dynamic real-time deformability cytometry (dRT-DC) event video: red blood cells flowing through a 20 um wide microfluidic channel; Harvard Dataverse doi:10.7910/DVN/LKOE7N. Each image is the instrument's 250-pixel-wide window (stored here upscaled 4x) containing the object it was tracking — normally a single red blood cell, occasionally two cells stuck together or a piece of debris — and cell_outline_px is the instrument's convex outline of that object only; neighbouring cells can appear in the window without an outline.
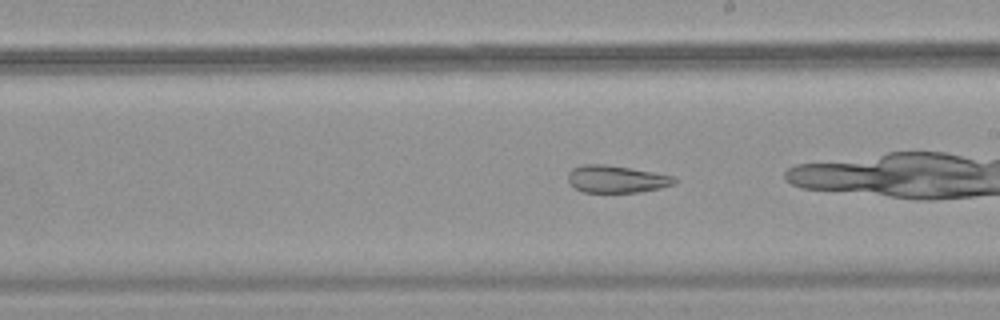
{"species": "common noctule bat (a hibernating species)", "species_latin": "Nyctalus noctula", "temperature_condition": "warm", "stored_images_in_passage": 52, "camera_frame_rate_fps": 3000, "um_per_image_px": 0.085, "animal": {"sex": "female", "body_mass_g": 18.4}, "frame": {"image": 1, "passage_image": 29, "time_ms": 9.333, "image_size_px": [1000, 320], "cell_outline_px": [[676, 184], [660, 188], [640, 192], [584, 192], [576, 188], [568, 180], [568, 172], [572, 168], [584, 164], [604, 164], [676, 176]], "centroid_in_image_um": [52.42, 15.22], "position_along_channel_um": 236.6, "area_um2": 16.82}}
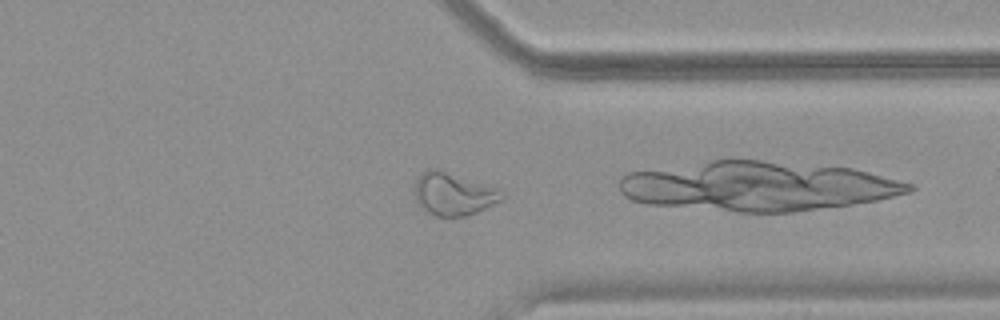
{"frame": {"image": 2, "passage_image": 40, "time_ms": 13.0, "image_size_px": [1000, 320], "cell_outline_px": [[504, 196], [500, 200], [468, 216], [436, 216], [420, 208], [416, 204], [416, 180], [428, 168], [436, 168], [496, 188], [504, 192]], "centroid_in_image_um": [38.51, 16.5], "position_along_channel_um": 372.9, "area_um2": 21.27}, "authors_computed_cell_mechanics": {"area_um2": 25.4031, "velocity_mm_per_s": 3.7398, "shape_relaxation_time_tau1_ms": null, "shape_relaxation_time_tau2_ms": 3.0734, "deformation_change_tau1": null, "deformation_change_tau2": 0.1001}}